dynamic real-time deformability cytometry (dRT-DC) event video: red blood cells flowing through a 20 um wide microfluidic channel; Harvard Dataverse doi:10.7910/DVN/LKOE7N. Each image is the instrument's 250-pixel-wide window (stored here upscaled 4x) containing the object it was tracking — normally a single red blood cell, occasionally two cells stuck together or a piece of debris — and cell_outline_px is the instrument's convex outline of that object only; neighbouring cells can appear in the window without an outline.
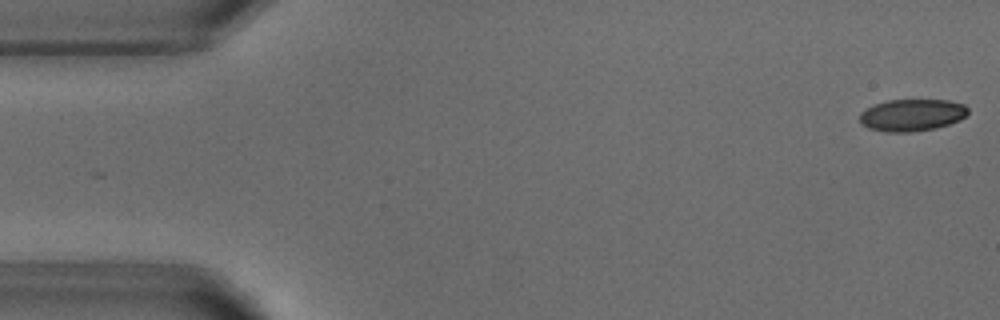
{"species": "common noctule bat (a hibernating species)", "species_latin": "Nyctalus noctula", "temperature_condition": "warm", "stored_images_in_passage": 52, "camera_frame_rate_fps": 3000, "um_per_image_px": 0.085, "animal": {"sex": "male", "body_mass_g": 18.8}, "frame": {"image": 1, "passage_image": 1, "time_ms": 0.0, "image_size_px": [1000, 320], "cell_outline_px": [[968, 112], [960, 120], [936, 128], [912, 132], [884, 132], [868, 128], [860, 124], [860, 112], [876, 104], [888, 100], [948, 100], [964, 104], [968, 108]], "centroid_in_image_um": [77.5, 9.79], "position_along_channel_um": 7.5, "area_um2": 20.23}}
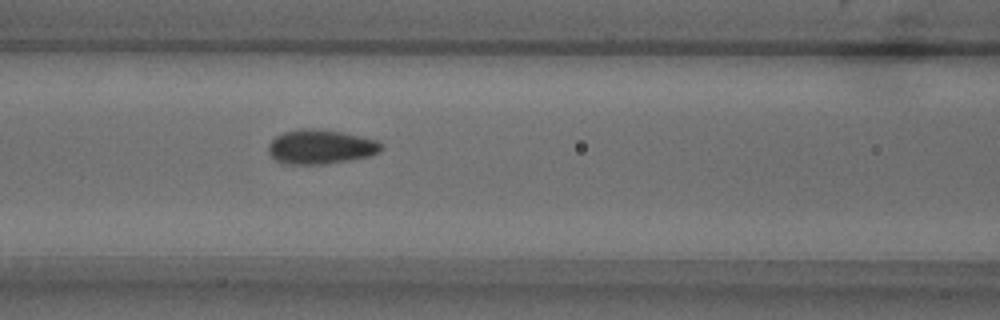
{"frame": {"image": 2, "passage_image": 21, "time_ms": 6.667, "image_size_px": [1000, 320], "cell_outline_px": [[384, 144], [380, 152], [368, 156], [348, 160], [324, 164], [284, 164], [276, 160], [268, 152], [268, 144], [276, 136], [284, 132], [304, 128], [312, 128], [340, 132], [360, 136], [376, 140]], "centroid_in_image_um": [27.24, 12.48], "position_along_channel_um": 139.4, "area_um2": 22.48}}
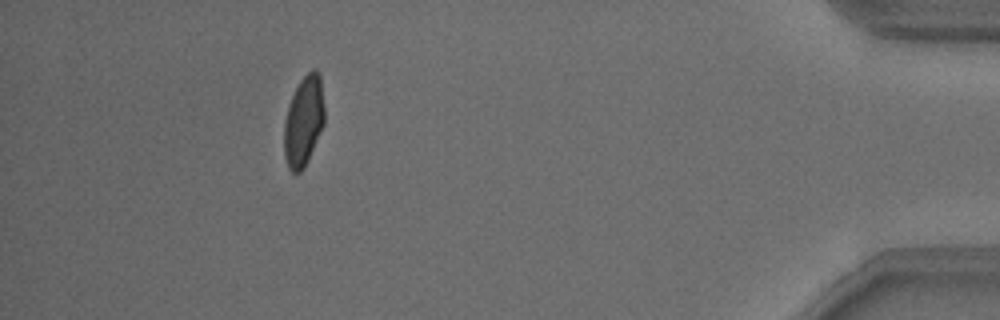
{"frame": {"image": 3, "passage_image": 47, "time_ms": 15.333, "image_size_px": [1000, 320], "cell_outline_px": [[324, 124], [308, 160], [304, 168], [300, 172], [292, 172], [288, 168], [284, 156], [284, 120], [288, 104], [300, 80], [312, 68], [316, 68], [320, 76], [324, 108]], "centroid_in_image_um": [25.8, 10.3], "position_along_channel_um": 409.4, "area_um2": 21.27}, "authors_computed_cell_mechanics": {"area_um2": 21.6461, "velocity_mm_per_s": 3.8152, "shape_relaxation_time_tau1_ms": 3.7885, "shape_relaxation_time_tau2_ms": null, "deformation_change_tau1": 0.147, "deformation_change_tau2": null}}